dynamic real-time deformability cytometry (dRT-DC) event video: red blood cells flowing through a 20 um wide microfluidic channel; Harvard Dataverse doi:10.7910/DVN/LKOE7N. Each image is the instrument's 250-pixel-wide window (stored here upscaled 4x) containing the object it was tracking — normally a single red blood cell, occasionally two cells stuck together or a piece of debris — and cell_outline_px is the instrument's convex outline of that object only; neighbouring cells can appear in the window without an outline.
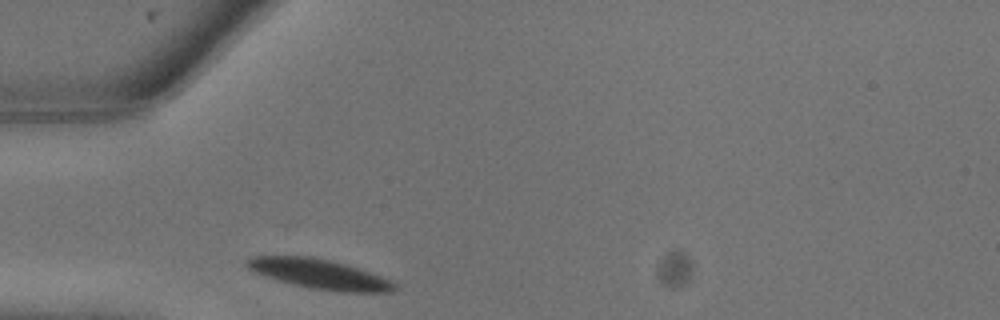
{"species": "common noctule bat (a hibernating species)", "species_latin": "Nyctalus noctula", "temperature_condition": "warm", "stored_images_in_passage": 1, "camera_frame_rate_fps": 3000, "um_per_image_px": 0.085, "animal": {"sex": "male", "body_mass_g": 13.3}, "frame": {"image": 1, "passage_image": 1, "time_ms": 0.0, "image_size_px": [1000, 320], "cell_outline_px": [[396, 288], [392, 292], [344, 292], [308, 288], [292, 284], [256, 272], [248, 268], [244, 264], [244, 260], [252, 256], [312, 256], [332, 260], [392, 280], [396, 284]], "centroid_in_image_um": [27.14, 23.29], "position_along_channel_um": 57.9, "area_um2": 25.37}}